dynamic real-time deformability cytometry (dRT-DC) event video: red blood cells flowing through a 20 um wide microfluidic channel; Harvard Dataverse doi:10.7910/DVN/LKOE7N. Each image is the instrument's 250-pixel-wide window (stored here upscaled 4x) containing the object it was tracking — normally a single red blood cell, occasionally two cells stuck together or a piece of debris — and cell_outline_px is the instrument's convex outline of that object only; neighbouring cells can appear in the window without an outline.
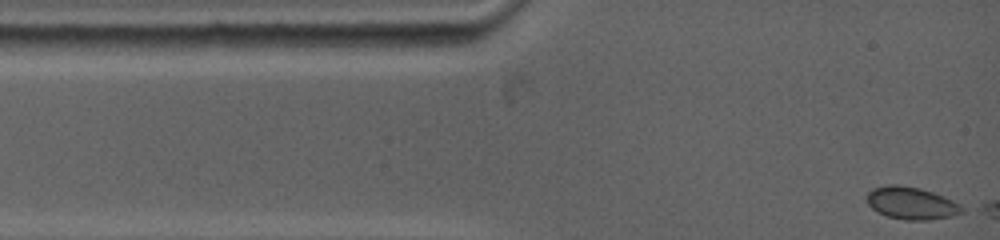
{"species": "common noctule bat (a hibernating species)", "species_latin": "Nyctalus noctula", "temperature_condition": "warm", "stored_images_in_passage": 28, "camera_frame_rate_fps": 5000, "um_per_image_px": 0.085, "animal": {"sex": "female", "body_mass_g": 19.0, "forearm_length_mm": 53.3}, "frame": {"image": 1, "passage_image": 1, "time_ms": 0.0, "image_size_px": [1000, 240], "cell_outline_px": [[968, 208], [964, 212], [952, 216], [928, 220], [904, 220], [888, 216], [876, 212], [868, 204], [868, 192], [872, 188], [888, 184], [896, 184], [920, 188], [944, 196]], "centroid_in_image_um": [77.5, 17.27], "position_along_channel_um": 7.5, "area_um2": 18.15}}
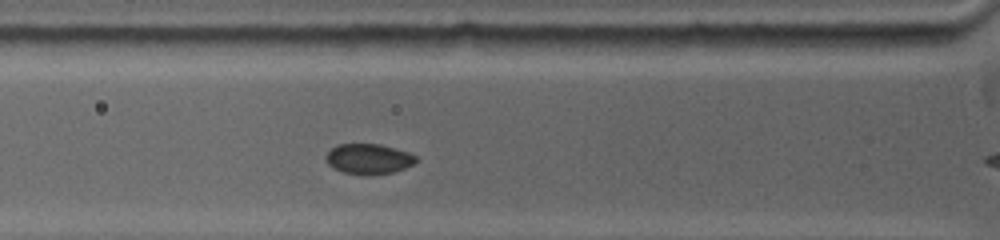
{"frame": {"image": 2, "passage_image": 21, "time_ms": 3.4, "image_size_px": [1000, 240], "cell_outline_px": [[416, 160], [412, 164], [404, 168], [392, 172], [368, 176], [364, 176], [344, 172], [332, 168], [324, 160], [324, 156], [336, 144], [380, 144], [408, 152], [416, 156]], "centroid_in_image_um": [31.27, 13.51], "position_along_channel_um": 94.5, "area_um2": 16.01}}
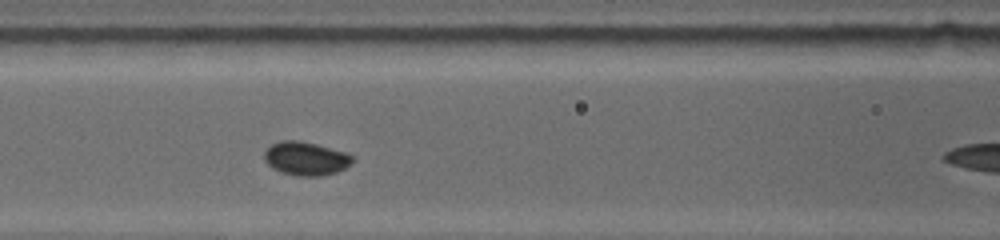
{"frame": {"image": 3, "passage_image": 27, "time_ms": 4.6, "image_size_px": [1000, 240], "cell_outline_px": [[352, 164], [336, 172], [320, 176], [296, 176], [280, 172], [272, 168], [264, 160], [264, 152], [272, 144], [280, 140], [300, 140], [348, 152], [352, 156]], "centroid_in_image_um": [25.99, 13.47], "position_along_channel_um": 140.6, "area_um2": 17.4}}